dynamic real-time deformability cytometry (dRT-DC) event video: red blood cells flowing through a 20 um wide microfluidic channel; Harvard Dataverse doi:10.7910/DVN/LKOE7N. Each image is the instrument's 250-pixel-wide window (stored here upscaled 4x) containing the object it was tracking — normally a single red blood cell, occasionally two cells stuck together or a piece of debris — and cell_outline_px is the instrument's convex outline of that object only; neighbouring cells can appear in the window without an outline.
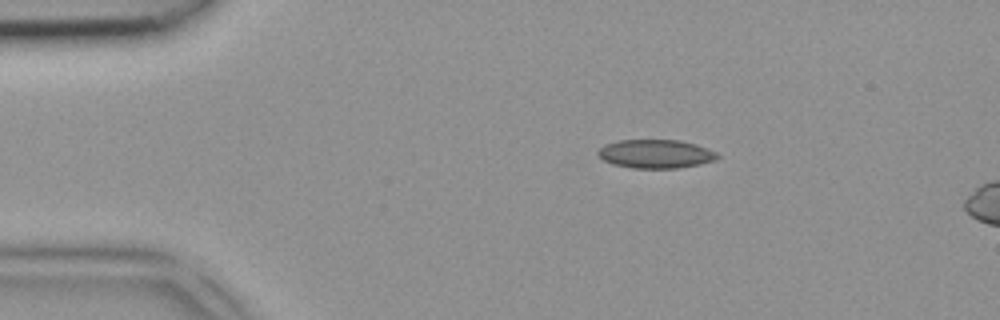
{"species": "common noctule bat (a hibernating species)", "species_latin": "Nyctalus noctula", "temperature_condition": "room temperature", "stored_images_in_passage": 3, "camera_frame_rate_fps": 3000, "um_per_image_px": 0.085, "animal": {"sex": "female", "body_mass_g": 18.4}, "frame": {"image": 1, "passage_image": 1, "time_ms": 0.0, "image_size_px": [1000, 320], "cell_outline_px": [[720, 156], [716, 160], [700, 164], [676, 168], [632, 168], [612, 164], [604, 160], [596, 152], [604, 144], [616, 140], [680, 140], [696, 144], [708, 148], [716, 152]], "centroid_in_image_um": [55.74, 13.07], "position_along_channel_um": 29.3, "area_um2": 20.06}}